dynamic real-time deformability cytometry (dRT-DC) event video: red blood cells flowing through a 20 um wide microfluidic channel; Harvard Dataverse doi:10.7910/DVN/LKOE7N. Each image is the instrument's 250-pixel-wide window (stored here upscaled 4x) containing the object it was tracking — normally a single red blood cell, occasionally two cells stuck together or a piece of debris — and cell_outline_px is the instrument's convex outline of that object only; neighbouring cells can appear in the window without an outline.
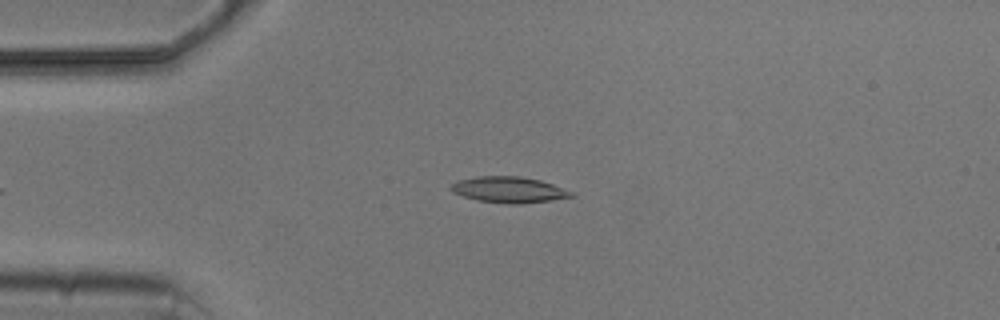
{"species": "common noctule bat (a hibernating species)", "species_latin": "Nyctalus noctula", "temperature_condition": "cold", "stored_images_in_passage": 5, "camera_frame_rate_fps": 3000, "um_per_image_px": 0.085, "animal": {"sex": "male", "body_mass_g": 20.5, "forearm_length_mm": 52.5}, "frame": {"image": 1, "passage_image": 5, "time_ms": 5.667, "image_size_px": [1000, 320], "cell_outline_px": [[576, 196], [552, 200], [520, 204], [508, 204], [476, 200], [452, 192], [448, 188], [452, 184], [460, 180], [476, 176], [520, 176], [540, 180], [552, 184], [572, 192]], "centroid_in_image_um": [43.24, 16.13], "position_along_channel_um": 41.8, "area_um2": 18.21}}